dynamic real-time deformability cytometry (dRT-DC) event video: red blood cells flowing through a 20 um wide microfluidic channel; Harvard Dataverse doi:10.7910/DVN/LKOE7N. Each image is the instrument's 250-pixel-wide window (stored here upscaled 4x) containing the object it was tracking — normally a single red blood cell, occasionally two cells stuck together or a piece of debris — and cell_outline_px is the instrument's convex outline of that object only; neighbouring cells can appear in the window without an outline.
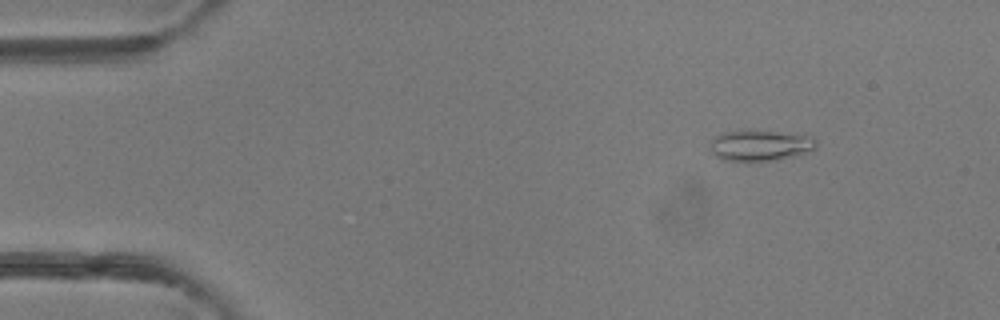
{"species": "common noctule bat (a hibernating species)", "species_latin": "Nyctalus noctula", "temperature_condition": "room temperature", "stored_images_in_passage": 48, "camera_frame_rate_fps": 3000, "um_per_image_px": 0.085, "animal": {"sex": "female"}, "frame": {"image": 1, "passage_image": 6, "time_ms": 1.667, "image_size_px": [1000, 320], "cell_outline_px": [[816, 148], [792, 156], [772, 160], [748, 164], [724, 160], [716, 156], [712, 152], [712, 140], [716, 136], [724, 132], [772, 132], [804, 136], [816, 140]], "centroid_in_image_um": [64.55, 12.43], "position_along_channel_um": 20.5, "area_um2": 18.5}}
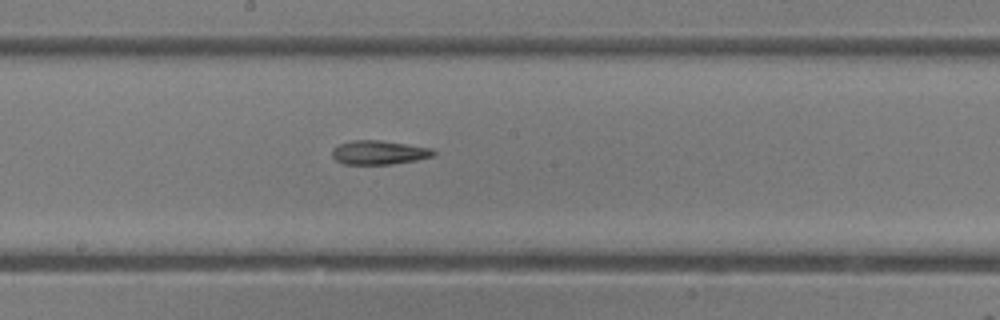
{"frame": {"image": 2, "passage_image": 26, "time_ms": 8.333, "image_size_px": [1000, 320], "cell_outline_px": [[436, 152], [432, 156], [416, 160], [392, 164], [344, 164], [336, 160], [332, 156], [332, 148], [340, 144], [352, 140], [380, 140], [432, 148]], "centroid_in_image_um": [32.19, 12.96], "position_along_channel_um": 216.0, "area_um2": 14.1}}
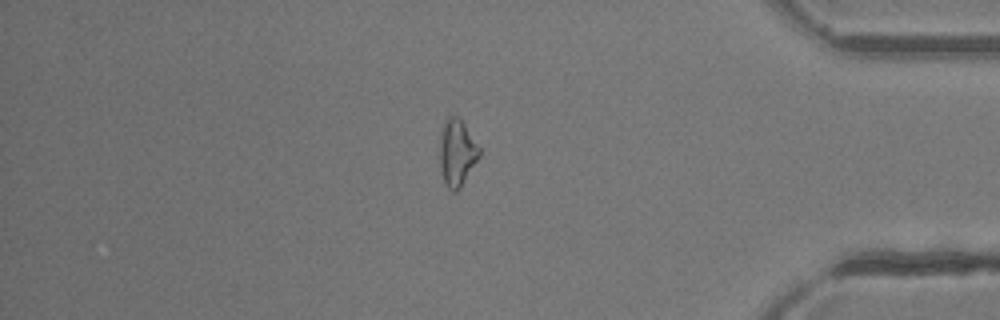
{"frame": {"image": 3, "passage_image": 41, "time_ms": 13.333, "image_size_px": [1000, 320], "cell_outline_px": [[480, 156], [460, 188], [456, 192], [452, 192], [444, 184], [440, 168], [440, 132], [448, 116], [460, 116], [480, 148]], "centroid_in_image_um": [38.84, 12.98], "position_along_channel_um": 396.4, "area_um2": 15.55}, "authors_computed_cell_mechanics": {"area_um2": 15.5482, "velocity_mm_per_s": 4.2622, "shape_relaxation_time_tau1_ms": null, "shape_relaxation_time_tau2_ms": 6.5856, "deformation_change_tau1": null, "deformation_change_tau2": 0.2078}}